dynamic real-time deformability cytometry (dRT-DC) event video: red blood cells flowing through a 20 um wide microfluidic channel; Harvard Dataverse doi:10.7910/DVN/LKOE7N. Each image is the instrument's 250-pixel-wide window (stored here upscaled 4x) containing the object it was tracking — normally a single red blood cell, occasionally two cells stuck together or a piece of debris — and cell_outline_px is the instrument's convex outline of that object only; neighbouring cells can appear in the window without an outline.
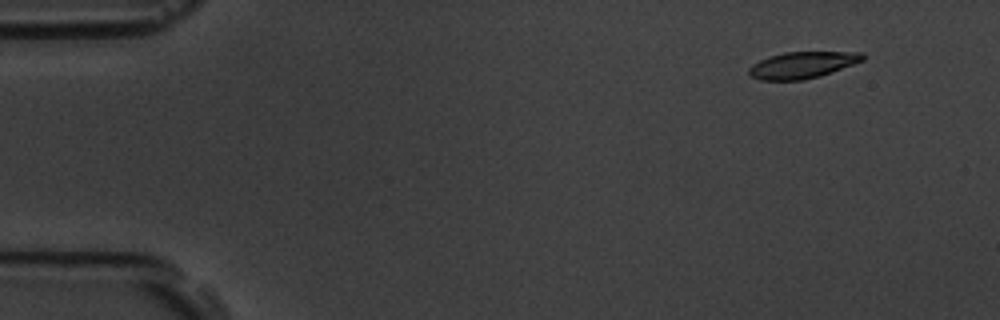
{"species": "common noctule bat (a hibernating species)", "species_latin": "Nyctalus noctula", "temperature_condition": "room temperature", "stored_images_in_passage": 7, "segment_of_instrument_passage": [2, 2], "camera_frame_rate_fps": 3000, "um_per_image_px": 0.085, "animal": {"sex": "male", "body_mass_g": 19.5, "forearm_length_mm": 54.6}, "frame": {"image": 1, "passage_image": 7, "time_ms": 7.0, "image_size_px": [1000, 320], "cell_outline_px": [[864, 60], [832, 72], [820, 76], [804, 80], [760, 80], [748, 76], [748, 68], [752, 64], [768, 56], [784, 52], [864, 52]], "centroid_in_image_um": [68.16, 5.53], "position_along_channel_um": 16.8, "area_um2": 17.74}}